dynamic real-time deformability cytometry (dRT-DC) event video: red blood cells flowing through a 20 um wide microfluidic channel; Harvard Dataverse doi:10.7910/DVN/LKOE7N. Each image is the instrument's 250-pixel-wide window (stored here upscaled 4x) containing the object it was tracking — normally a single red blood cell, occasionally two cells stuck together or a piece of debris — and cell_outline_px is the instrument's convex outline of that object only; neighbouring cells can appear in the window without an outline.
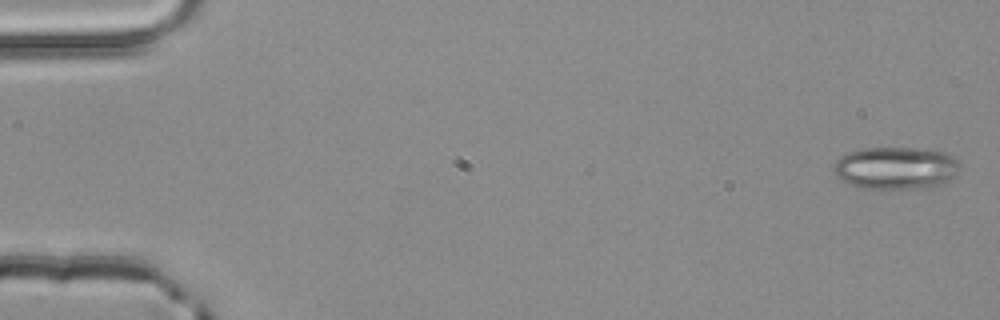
{"species": "common noctule bat (a hibernating species)", "species_latin": "Nyctalus noctula", "temperature_condition": "room temperature", "stored_images_in_passage": 4, "camera_frame_rate_fps": 3000, "um_per_image_px": 0.085, "animal": {"sex": "male", "body_mass_g": 20.4}, "frame": {"image": 1, "passage_image": 1, "time_ms": 0.0, "image_size_px": [1000, 320], "cell_outline_px": [[960, 168], [956, 176], [940, 184], [908, 188], [864, 188], [840, 180], [832, 172], [836, 160], [840, 156], [848, 152], [860, 148], [916, 148], [944, 152], [952, 156], [960, 164]], "centroid_in_image_um": [76.11, 14.26], "position_along_channel_um": 8.9, "area_um2": 30.98}}